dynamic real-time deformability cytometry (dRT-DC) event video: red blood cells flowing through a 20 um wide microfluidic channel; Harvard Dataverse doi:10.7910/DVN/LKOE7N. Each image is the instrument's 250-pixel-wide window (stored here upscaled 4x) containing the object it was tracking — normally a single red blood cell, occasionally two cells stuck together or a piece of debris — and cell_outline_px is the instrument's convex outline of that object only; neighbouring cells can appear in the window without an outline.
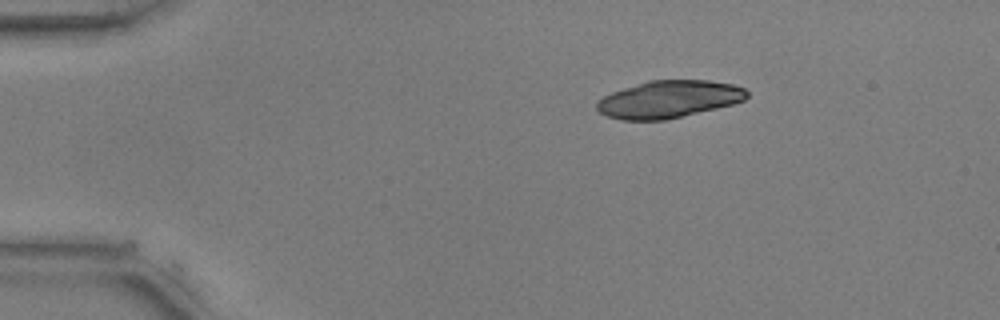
{"species": "common noctule bat (a hibernating species)", "species_latin": "Nyctalus noctula", "temperature_condition": "warm", "stored_images_in_passage": 45, "camera_frame_rate_fps": 3000, "um_per_image_px": 0.085, "animal": {"sex": "male", "body_mass_g": 17.9, "forearm_length_mm": 54.2}, "frame": {"image": 1, "passage_image": 1, "time_ms": 0.0, "image_size_px": [1000, 320], "cell_outline_px": [[748, 96], [744, 100], [732, 104], [716, 108], [664, 120], [620, 120], [608, 116], [600, 112], [596, 108], [596, 100], [612, 92], [648, 80], [708, 80], [732, 84], [744, 88], [748, 92]], "centroid_in_image_um": [56.83, 8.43], "position_along_channel_um": 28.2, "area_um2": 32.48}}